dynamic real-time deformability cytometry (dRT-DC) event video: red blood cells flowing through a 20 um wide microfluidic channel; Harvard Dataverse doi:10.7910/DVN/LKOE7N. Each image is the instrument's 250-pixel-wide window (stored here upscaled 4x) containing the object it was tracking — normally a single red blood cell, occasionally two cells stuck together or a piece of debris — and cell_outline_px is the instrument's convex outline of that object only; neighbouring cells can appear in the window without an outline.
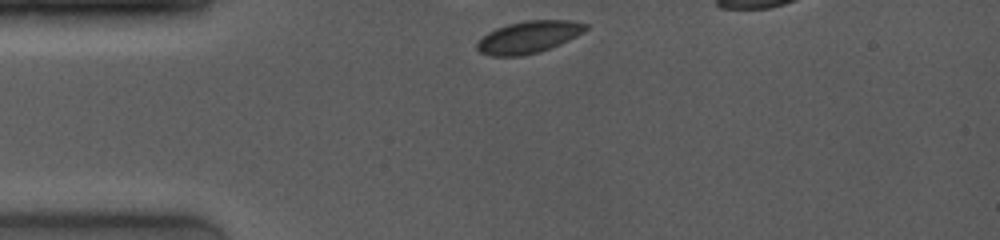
{"species": "common noctule bat (a hibernating species)", "species_latin": "Nyctalus noctula", "temperature_condition": "room temperature", "stored_images_in_passage": 4, "camera_frame_rate_fps": 4000, "um_per_image_px": 0.085, "animal": {"sex": "female", "body_mass_g": 19.0, "forearm_length_mm": 53.3}, "frame": {"image": 1, "passage_image": 1, "time_ms": 0.0, "image_size_px": [1000, 240], "cell_outline_px": [[588, 28], [576, 36], [560, 44], [540, 52], [520, 56], [492, 56], [480, 52], [476, 48], [476, 44], [488, 32], [496, 28], [508, 24], [528, 20], [572, 20], [588, 24]], "centroid_in_image_um": [44.94, 3.15], "position_along_channel_um": 40.1, "area_um2": 20.23}}